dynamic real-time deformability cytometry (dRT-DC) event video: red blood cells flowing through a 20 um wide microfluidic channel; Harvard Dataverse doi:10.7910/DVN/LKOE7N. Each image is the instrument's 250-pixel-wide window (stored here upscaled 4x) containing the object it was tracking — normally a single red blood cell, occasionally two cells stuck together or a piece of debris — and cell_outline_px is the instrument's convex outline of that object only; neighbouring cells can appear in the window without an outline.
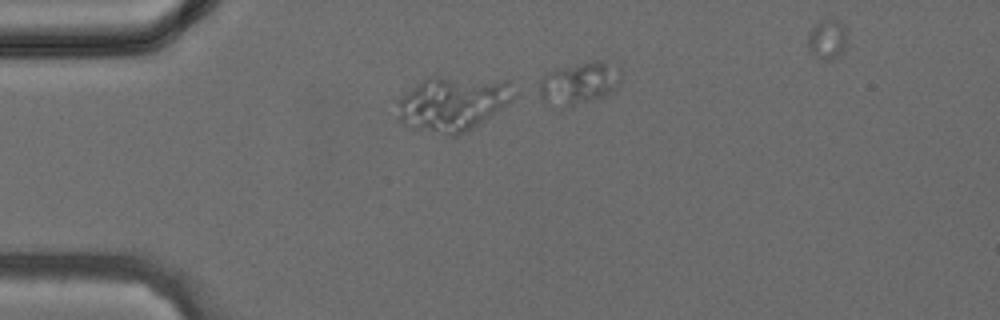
{"species": "common noctule bat (a hibernating species)", "species_latin": "Nyctalus noctula", "temperature_condition": "cold", "stored_images_in_passage": 23, "camera_frame_rate_fps": 3000, "um_per_image_px": 0.085, "animal": {"sex": "female", "body_mass_g": 24.6, "forearm_length_mm": 56.2}, "frame": {"image": 1, "passage_image": 4, "time_ms": 1.0, "image_size_px": [1000, 320], "cell_outline_px": [[516, 96], [508, 104], [468, 132], [456, 136], [448, 136], [412, 128], [396, 120], [396, 100], [400, 96], [428, 76], [436, 76], [508, 80], [516, 92]], "centroid_in_image_um": [38.46, 8.81], "position_along_channel_um": 46.5, "area_um2": 37.86}}